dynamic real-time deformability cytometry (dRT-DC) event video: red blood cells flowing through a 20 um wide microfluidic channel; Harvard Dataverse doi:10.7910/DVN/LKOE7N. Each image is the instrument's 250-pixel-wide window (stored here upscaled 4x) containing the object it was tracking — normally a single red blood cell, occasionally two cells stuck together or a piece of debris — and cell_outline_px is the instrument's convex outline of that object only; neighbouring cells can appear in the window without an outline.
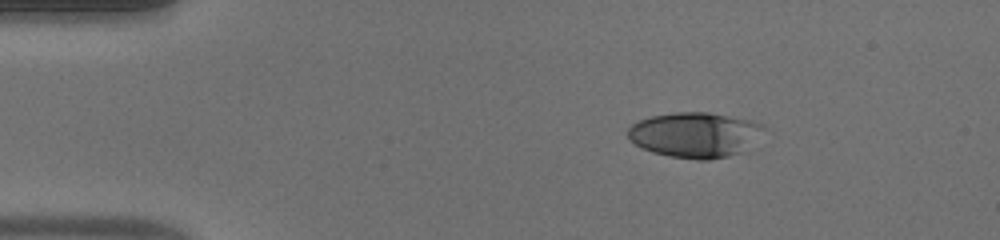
{"species": "human", "species_latin": "Homo sapiens", "temperature_condition": "warm", "stored_images_in_passage": 45, "camera_frame_rate_fps": 3000, "um_per_image_px": 0.085, "donor": {"sex": "male"}, "frame": {"image": 1, "passage_image": 1, "time_ms": 0.0, "image_size_px": [1000, 240], "cell_outline_px": [[772, 132], [748, 152], [708, 160], [696, 160], [668, 156], [652, 152], [628, 140], [628, 128], [632, 124], [640, 120], [652, 116], [672, 112], [708, 112], [752, 120], [764, 124]], "centroid_in_image_um": [59.27, 11.47], "position_along_channel_um": 25.7, "area_um2": 37.28}}
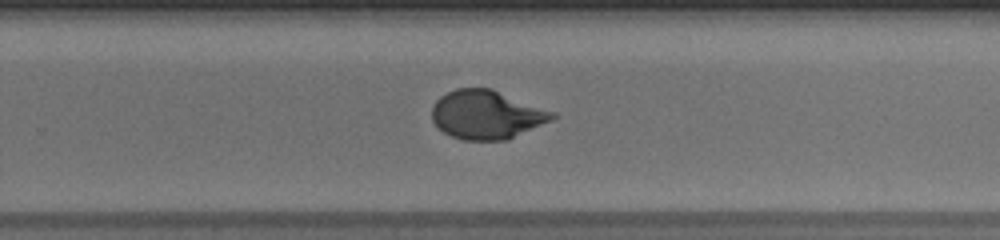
{"frame": {"image": 2, "passage_image": 27, "time_ms": 8.667, "image_size_px": [1000, 240], "cell_outline_px": [[556, 116], [552, 120], [508, 140], [464, 140], [452, 136], [444, 132], [432, 120], [432, 108], [436, 100], [440, 96], [456, 88], [492, 88], [556, 112]], "centroid_in_image_um": [41.39, 9.74], "position_along_channel_um": 288.4, "area_um2": 34.28}}
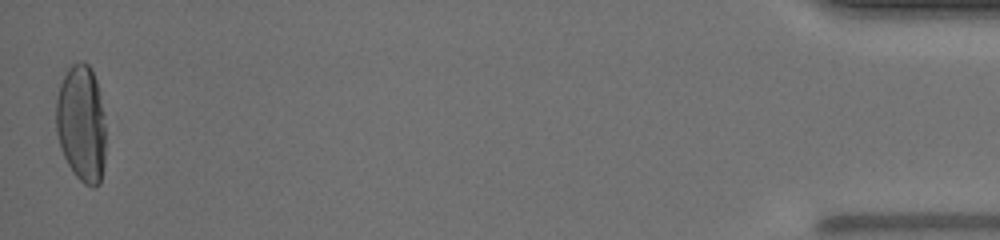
{"frame": {"image": 3, "passage_image": 45, "time_ms": 14.667, "image_size_px": [1000, 240], "cell_outline_px": [[104, 164], [100, 184], [92, 188], [84, 184], [76, 176], [68, 164], [60, 148], [56, 132], [56, 96], [60, 84], [68, 68], [72, 64], [80, 60], [84, 60], [92, 68], [96, 80], [104, 116]], "centroid_in_image_um": [6.9, 10.49], "position_along_channel_um": 428.3, "area_um2": 34.1}, "authors_computed_cell_mechanics": {"area_um2": 34.1598, "velocity_mm_per_s": 3.8778, "shape_relaxation_time_tau1_ms": 5.1653, "shape_relaxation_time_tau2_ms": null, "deformation_change_tau1": 0.2502, "deformation_change_tau2": null}}